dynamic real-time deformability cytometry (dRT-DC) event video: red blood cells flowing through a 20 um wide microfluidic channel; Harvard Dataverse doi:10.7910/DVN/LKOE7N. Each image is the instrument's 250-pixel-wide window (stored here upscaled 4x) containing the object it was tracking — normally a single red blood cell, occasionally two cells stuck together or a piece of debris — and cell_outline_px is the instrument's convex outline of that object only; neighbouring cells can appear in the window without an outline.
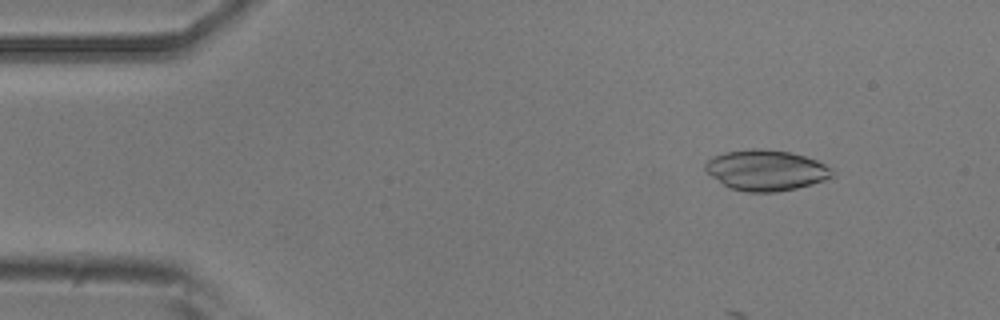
{"species": "common noctule bat (a hibernating species)", "species_latin": "Nyctalus noctula", "temperature_condition": "room temperature", "stored_images_in_passage": 32, "camera_frame_rate_fps": 3000, "um_per_image_px": 0.085, "animal": {"sex": "male", "body_mass_g": 20.5, "forearm_length_mm": 52.5}, "frame": {"image": 1, "passage_image": 6, "time_ms": 1.667, "image_size_px": [1000, 320], "cell_outline_px": [[832, 176], [824, 180], [812, 184], [796, 188], [776, 192], [744, 192], [728, 188], [712, 176], [704, 168], [704, 164], [712, 156], [724, 152], [752, 148], [760, 148], [788, 152], [804, 156], [816, 160], [832, 168]], "centroid_in_image_um": [65.07, 14.47], "position_along_channel_um": 19.9, "area_um2": 30.06}}
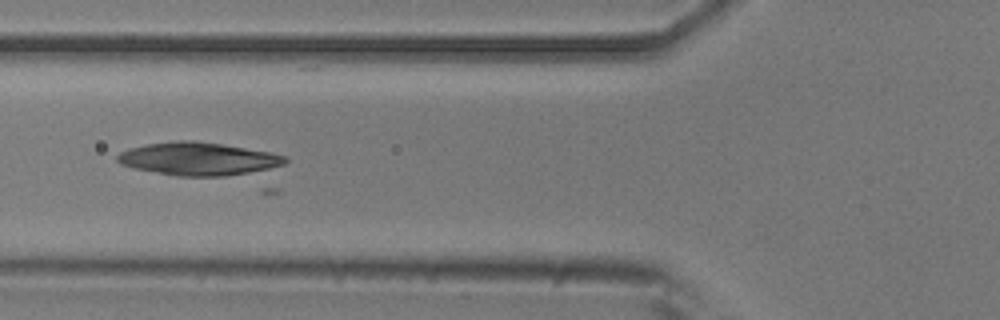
{"frame": {"image": 2, "passage_image": 19, "time_ms": 6.0, "image_size_px": [1000, 320], "cell_outline_px": [[288, 160], [284, 164], [268, 168], [248, 172], [224, 176], [176, 176], [132, 168], [120, 164], [116, 160], [116, 156], [120, 152], [128, 148], [148, 144], [176, 140], [192, 140], [220, 144], [268, 152], [288, 156]], "centroid_in_image_um": [16.79, 13.5], "position_along_channel_um": 109.0, "area_um2": 31.96}}
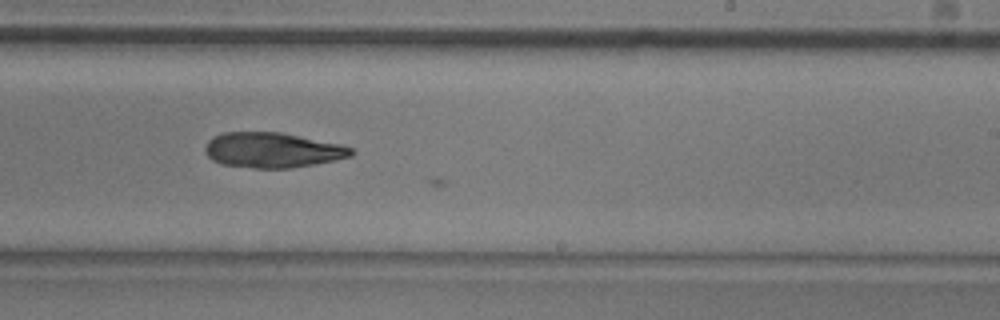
{"frame": {"image": 3, "passage_image": 31, "time_ms": 10.0, "image_size_px": [1000, 320], "cell_outline_px": [[356, 152], [352, 156], [336, 160], [316, 164], [292, 168], [256, 168], [220, 164], [212, 160], [204, 152], [204, 148], [208, 140], [212, 136], [224, 132], [280, 132], [340, 144], [352, 148]], "centroid_in_image_um": [23.15, 12.76], "position_along_channel_um": 265.9, "area_um2": 30.17}}